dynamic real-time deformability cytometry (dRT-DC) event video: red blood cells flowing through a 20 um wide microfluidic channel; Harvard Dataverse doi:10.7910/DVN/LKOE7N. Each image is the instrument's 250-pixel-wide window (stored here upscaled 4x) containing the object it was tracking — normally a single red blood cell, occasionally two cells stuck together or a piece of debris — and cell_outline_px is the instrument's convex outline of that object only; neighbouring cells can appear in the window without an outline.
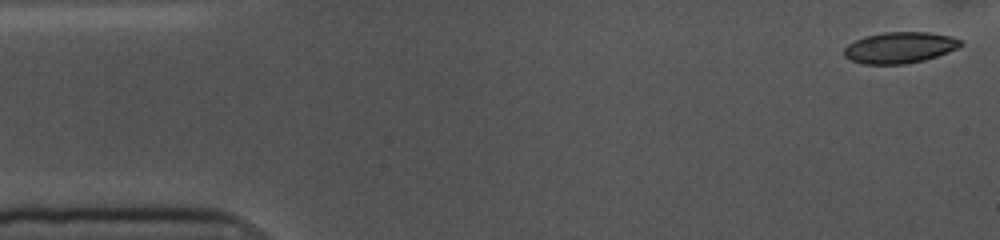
{"species": "common noctule bat (a hibernating species)", "species_latin": "Nyctalus noctula", "temperature_condition": "cold", "stored_images_in_passage": 54, "camera_frame_rate_fps": 3000, "um_per_image_px": 0.085, "animal": {"sex": "female", "body_mass_g": 10.0, "forearm_length_mm": 53.1}, "frame": {"image": 1, "passage_image": 1, "time_ms": 0.0, "image_size_px": [1000, 240], "cell_outline_px": [[964, 44], [948, 52], [924, 60], [904, 64], [864, 64], [852, 60], [844, 56], [844, 48], [848, 44], [864, 36], [884, 32], [928, 32], [952, 36], [960, 40]], "centroid_in_image_um": [76.47, 4.04], "position_along_channel_um": 8.5, "area_um2": 21.1}}
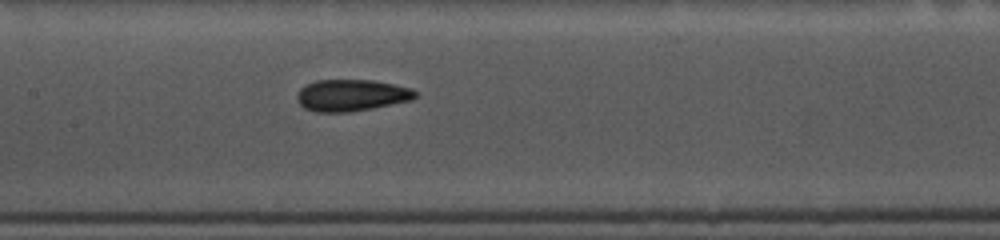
{"frame": {"image": 2, "passage_image": 24, "time_ms": 7.667, "image_size_px": [1000, 240], "cell_outline_px": [[416, 96], [412, 100], [352, 112], [316, 112], [304, 108], [296, 100], [296, 96], [300, 88], [304, 84], [316, 80], [372, 80], [412, 88], [416, 92]], "centroid_in_image_um": [29.83, 8.1], "position_along_channel_um": 177.6, "area_um2": 21.96}}
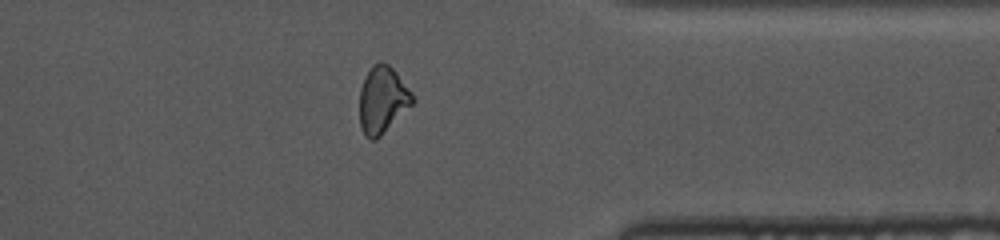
{"frame": {"image": 3, "passage_image": 42, "time_ms": 13.667, "image_size_px": [1000, 240], "cell_outline_px": [[416, 100], [376, 140], [372, 140], [364, 136], [360, 128], [360, 88], [372, 64], [380, 60], [388, 64], [396, 72], [412, 92]], "centroid_in_image_um": [32.51, 8.48], "position_along_channel_um": 378.9, "area_um2": 20.58}, "authors_computed_cell_mechanics": {"area_um2": 21.5016, "velocity_mm_per_s": 3.5778, "shape_relaxation_time_tau1_ms": 7.1142, "shape_relaxation_time_tau2_ms": 3.6889, "deformation_change_tau1": 0.1502, "deformation_change_tau2": 0.0927}}